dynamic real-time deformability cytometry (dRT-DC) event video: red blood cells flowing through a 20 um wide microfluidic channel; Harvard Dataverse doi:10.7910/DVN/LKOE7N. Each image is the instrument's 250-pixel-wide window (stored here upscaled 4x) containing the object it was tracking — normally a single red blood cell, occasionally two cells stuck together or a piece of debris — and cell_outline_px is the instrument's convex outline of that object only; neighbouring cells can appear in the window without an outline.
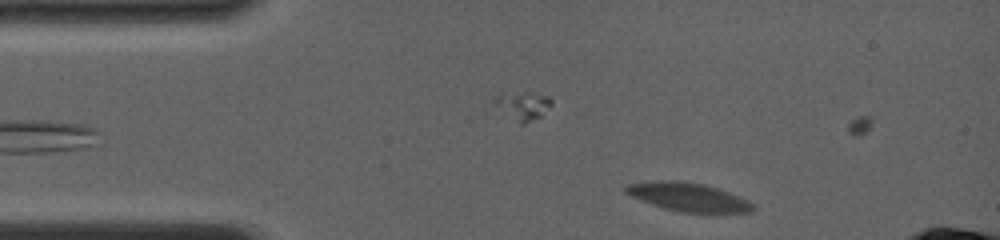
{"species": "common noctule bat (a hibernating species)", "species_latin": "Nyctalus noctula", "temperature_condition": "room temperature", "stored_images_in_passage": 8, "camera_frame_rate_fps": 4000, "um_per_image_px": 0.085, "animal": {"sex": "female", "body_mass_g": 19.0, "forearm_length_mm": 56.7}, "frame": {"image": 1, "passage_image": 2, "time_ms": 0.5, "image_size_px": [1000, 240], "cell_outline_px": [[756, 208], [752, 212], [680, 212], [664, 208], [652, 204], [632, 196], [624, 192], [624, 188], [628, 184], [656, 180], [680, 180], [704, 184], [728, 192], [748, 200]], "centroid_in_image_um": [58.49, 16.73], "position_along_channel_um": 26.5, "area_um2": 20.92}}
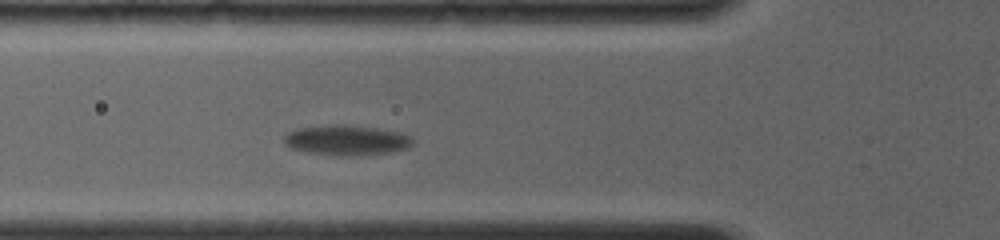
{"frame": {"image": 2, "passage_image": 7, "time_ms": 4.0, "image_size_px": [1000, 240], "cell_outline_px": [[412, 144], [408, 148], [388, 152], [308, 152], [292, 148], [284, 144], [284, 136], [288, 132], [296, 128], [332, 124], [348, 124], [376, 128], [400, 132], [408, 136], [412, 140]], "centroid_in_image_um": [29.41, 11.83], "position_along_channel_um": 96.4, "area_um2": 21.27}}